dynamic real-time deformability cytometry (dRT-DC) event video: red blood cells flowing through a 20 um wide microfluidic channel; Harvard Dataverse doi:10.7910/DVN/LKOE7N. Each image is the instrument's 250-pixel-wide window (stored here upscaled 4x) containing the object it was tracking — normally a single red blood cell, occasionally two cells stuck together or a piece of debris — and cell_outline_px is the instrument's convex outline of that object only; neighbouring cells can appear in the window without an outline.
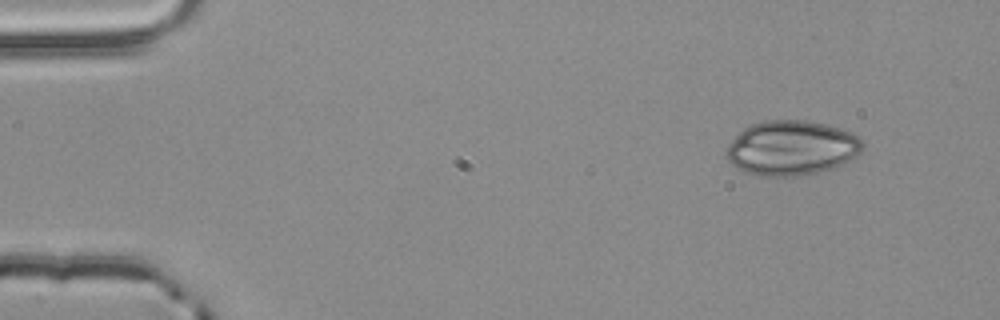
{"species": "common noctule bat (a hibernating species)", "species_latin": "Nyctalus noctula", "temperature_condition": "room temperature", "stored_images_in_passage": 2, "segment_of_instrument_passage": [2, 2], "camera_frame_rate_fps": 3000, "um_per_image_px": 0.085, "animal": {"sex": "male", "body_mass_g": 20.4}, "frame": {"image": 1, "passage_image": 2, "time_ms": 0.333, "image_size_px": [1000, 320], "cell_outline_px": [[864, 144], [860, 152], [852, 160], [832, 168], [800, 176], [760, 176], [744, 172], [732, 164], [724, 156], [724, 152], [728, 144], [744, 128], [752, 124], [764, 120], [804, 120], [824, 124], [840, 128], [852, 132]], "centroid_in_image_um": [67.26, 12.58], "position_along_channel_um": 17.7, "area_um2": 43.58}}